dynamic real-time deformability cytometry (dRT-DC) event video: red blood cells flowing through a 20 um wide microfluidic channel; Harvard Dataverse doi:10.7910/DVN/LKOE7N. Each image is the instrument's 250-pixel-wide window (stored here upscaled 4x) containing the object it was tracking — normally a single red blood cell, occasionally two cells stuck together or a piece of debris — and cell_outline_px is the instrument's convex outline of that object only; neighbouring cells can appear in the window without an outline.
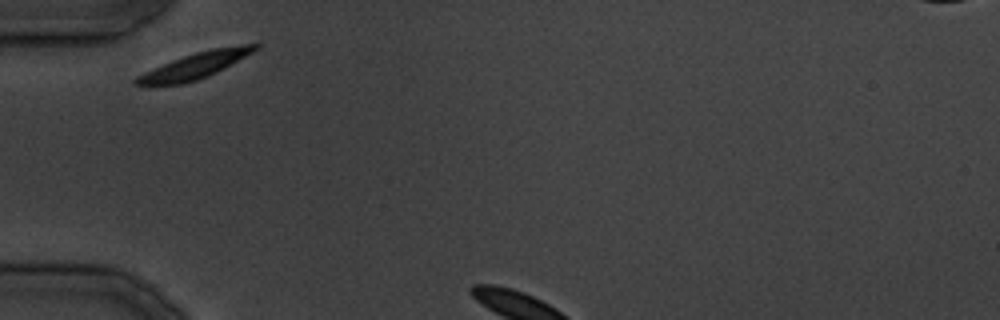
{"species": "common noctule bat (a hibernating species)", "species_latin": "Nyctalus noctula", "temperature_condition": "cold", "stored_images_in_passage": 3, "camera_frame_rate_fps": 3000, "um_per_image_px": 0.085, "animal": {"sex": "male", "body_mass_g": 19.5, "forearm_length_mm": 54.6}, "frame": {"image": 1, "passage_image": 1, "time_ms": 0.0, "image_size_px": [1000, 320], "cell_outline_px": [[260, 48], [216, 72], [208, 76], [184, 84], [148, 88], [132, 84], [132, 80], [136, 76], [172, 60], [196, 52], [212, 48], [244, 44], [260, 44]], "centroid_in_image_um": [16.45, 5.63], "position_along_channel_um": 68.6, "area_um2": 18.38}}